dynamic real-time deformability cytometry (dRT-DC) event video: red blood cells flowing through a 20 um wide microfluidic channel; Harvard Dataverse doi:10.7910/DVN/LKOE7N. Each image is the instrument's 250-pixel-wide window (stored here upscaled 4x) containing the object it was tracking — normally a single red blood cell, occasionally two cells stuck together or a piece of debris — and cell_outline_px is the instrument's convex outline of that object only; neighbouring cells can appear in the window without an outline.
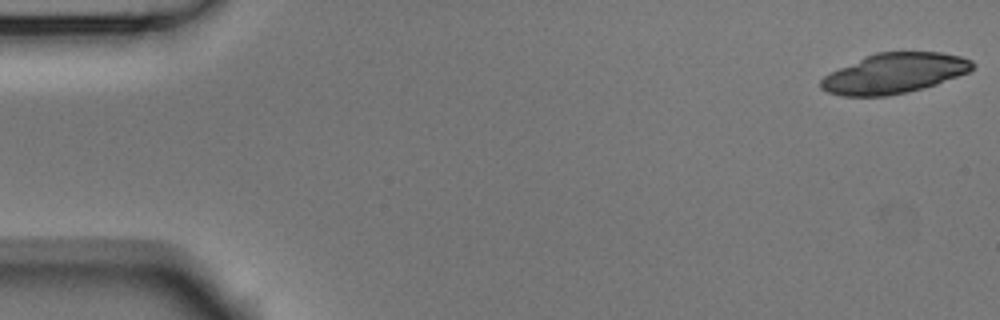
{"species": "Egyptian fruit bat (a non-hibernating species)", "species_latin": "Rousettus aegyptiacus", "temperature_condition": "room temperature", "stored_images_in_passage": 12, "camera_frame_rate_fps": 3000, "um_per_image_px": 0.085, "animal": {"sex": "male"}, "frame": {"image": 1, "passage_image": 1, "time_ms": 0.0, "image_size_px": [1000, 320], "cell_outline_px": [[976, 64], [968, 72], [936, 84], [924, 88], [888, 96], [844, 96], [828, 92], [820, 88], [820, 80], [824, 76], [864, 56], [876, 52], [940, 52], [960, 56], [972, 60]], "centroid_in_image_um": [76.02, 6.23], "position_along_channel_um": 9.0, "area_um2": 35.26}}